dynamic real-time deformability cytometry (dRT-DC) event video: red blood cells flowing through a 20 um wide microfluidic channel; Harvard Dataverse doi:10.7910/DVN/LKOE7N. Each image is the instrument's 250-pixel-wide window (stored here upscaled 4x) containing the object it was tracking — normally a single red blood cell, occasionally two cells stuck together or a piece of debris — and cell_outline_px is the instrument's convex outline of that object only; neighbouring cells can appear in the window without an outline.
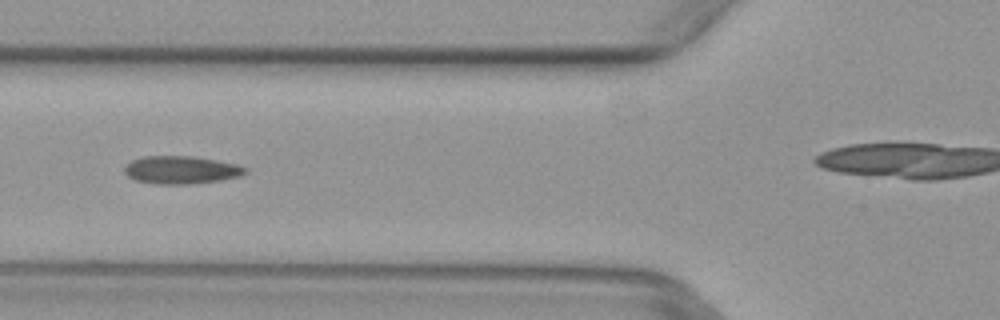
{"species": "common noctule bat (a hibernating species)", "species_latin": "Nyctalus noctula", "temperature_condition": "warm", "stored_images_in_passage": 7, "camera_frame_rate_fps": 3000, "um_per_image_px": 0.085, "animal": {"sex": "female", "body_mass_g": 29.2, "forearm_length_mm": 56.3}, "frame": {"image": 1, "passage_image": 6, "time_ms": 1.667, "image_size_px": [1000, 320], "cell_outline_px": [[248, 172], [240, 176], [220, 180], [192, 184], [156, 184], [136, 180], [128, 176], [124, 172], [124, 168], [132, 160], [144, 156], [192, 156], [216, 160], [236, 164], [248, 168]], "centroid_in_image_um": [15.42, 14.44], "position_along_channel_um": 110.4, "area_um2": 19.59}}